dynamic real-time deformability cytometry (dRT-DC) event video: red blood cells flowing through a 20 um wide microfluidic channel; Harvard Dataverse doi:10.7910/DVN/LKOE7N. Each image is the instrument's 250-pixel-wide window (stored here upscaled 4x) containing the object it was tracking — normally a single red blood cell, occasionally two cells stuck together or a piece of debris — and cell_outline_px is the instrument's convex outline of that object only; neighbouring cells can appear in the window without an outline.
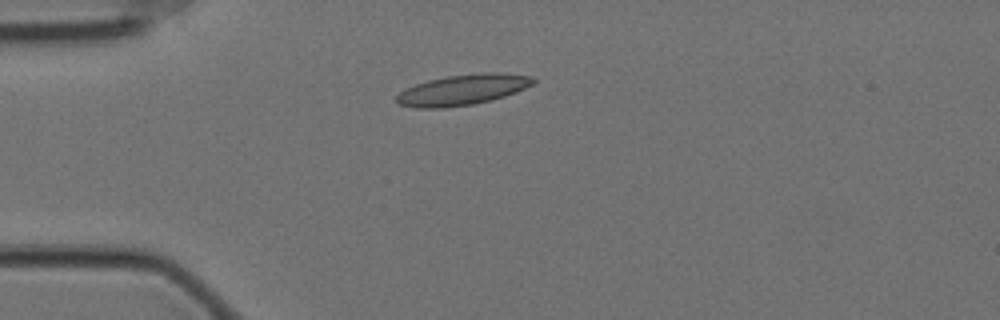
{"species": "Egyptian fruit bat (a non-hibernating species)", "species_latin": "Rousettus aegyptiacus", "temperature_condition": "cold", "stored_images_in_passage": 44, "camera_frame_rate_fps": 3000, "um_per_image_px": 0.085, "animal": {"sex": "female"}, "frame": {"image": 1, "passage_image": 1, "time_ms": 0.0, "image_size_px": [1000, 320], "cell_outline_px": [[536, 80], [532, 84], [516, 92], [492, 100], [472, 104], [444, 108], [412, 108], [400, 104], [396, 100], [396, 96], [400, 92], [416, 84], [428, 80], [448, 76], [480, 72], [496, 72], [532, 76]], "centroid_in_image_um": [39.33, 7.63], "position_along_channel_um": 45.7, "area_um2": 24.28}}
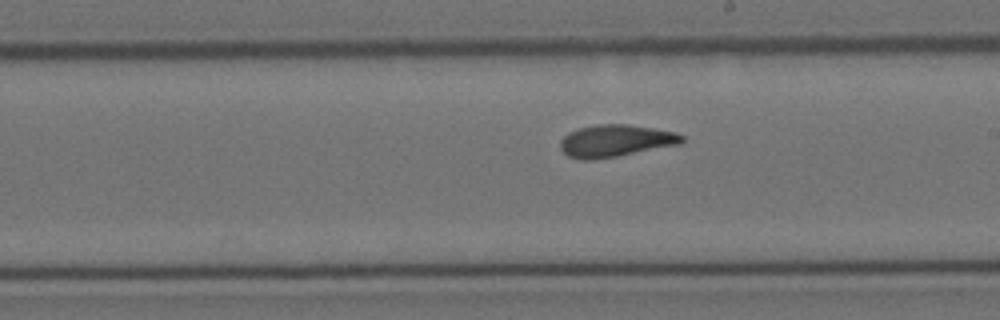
{"frame": {"image": 2, "passage_image": 19, "time_ms": 6.0, "image_size_px": [1000, 320], "cell_outline_px": [[684, 140], [680, 144], [616, 156], [592, 160], [580, 160], [568, 156], [560, 148], [560, 140], [568, 132], [580, 128], [596, 124], [624, 124], [652, 128], [676, 132], [684, 136]], "centroid_in_image_um": [52.3, 11.97], "position_along_channel_um": 236.7, "area_um2": 22.66}}
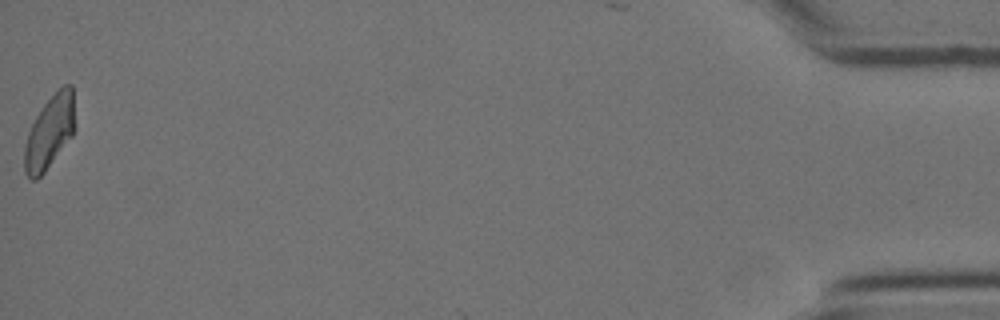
{"frame": {"image": 3, "passage_image": 44, "time_ms": 14.333, "image_size_px": [1000, 320], "cell_outline_px": [[72, 136], [44, 172], [36, 180], [32, 180], [24, 172], [24, 144], [28, 132], [36, 116], [44, 104], [64, 84], [72, 84]], "centroid_in_image_um": [4.15, 11.28], "position_along_channel_um": 431.0, "area_um2": 20.75}, "authors_computed_cell_mechanics": {"area_um2": 22.1374, "velocity_mm_per_s": 3.4875, "shape_relaxation_time_tau1_ms": 8.4989, "shape_relaxation_time_tau2_ms": 1.9416, "deformation_change_tau1": 0.1981, "deformation_change_tau2": 0.0651}}